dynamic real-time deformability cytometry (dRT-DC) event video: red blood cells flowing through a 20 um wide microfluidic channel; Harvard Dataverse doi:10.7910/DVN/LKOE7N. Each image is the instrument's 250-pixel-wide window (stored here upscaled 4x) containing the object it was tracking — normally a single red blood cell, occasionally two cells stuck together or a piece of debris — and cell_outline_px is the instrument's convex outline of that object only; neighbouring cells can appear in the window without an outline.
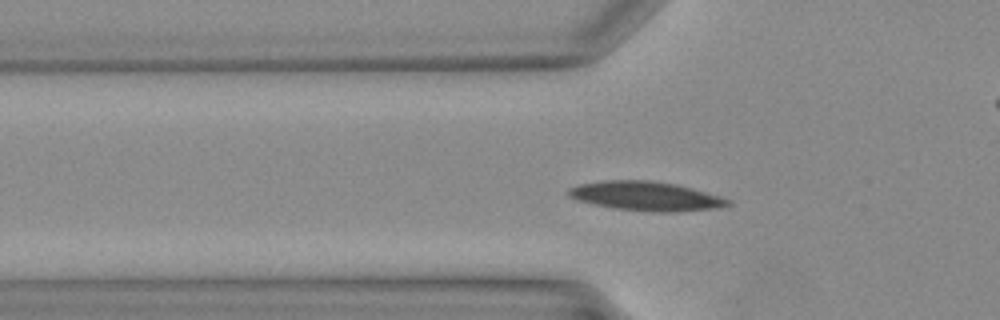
{"species": "Egyptian fruit bat (a non-hibernating species)", "species_latin": "Rousettus aegyptiacus", "temperature_condition": "warm", "stored_images_in_passage": 32, "camera_frame_rate_fps": 3000, "um_per_image_px": 0.085, "animal": {"sex": "female"}, "frame": {"image": 1, "passage_image": 5, "time_ms": 1.333, "image_size_px": [1000, 320], "cell_outline_px": [[732, 204], [720, 208], [680, 212], [652, 212], [612, 208], [576, 200], [568, 196], [568, 188], [580, 184], [608, 180], [648, 180], [676, 184], [692, 188], [732, 200]], "centroid_in_image_um": [54.93, 16.68], "position_along_channel_um": 70.9, "area_um2": 27.28}}
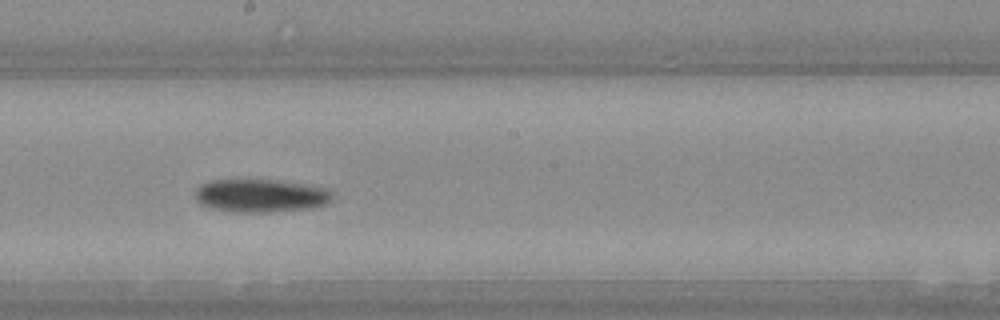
{"frame": {"image": 2, "passage_image": 14, "time_ms": 4.333, "image_size_px": [1000, 320], "cell_outline_px": [[336, 196], [332, 200], [324, 204], [308, 208], [264, 212], [236, 212], [216, 208], [200, 204], [196, 200], [196, 188], [200, 184], [212, 180], [272, 180], [328, 188]], "centroid_in_image_um": [22.16, 16.62], "position_along_channel_um": 226.0, "area_um2": 26.13}}
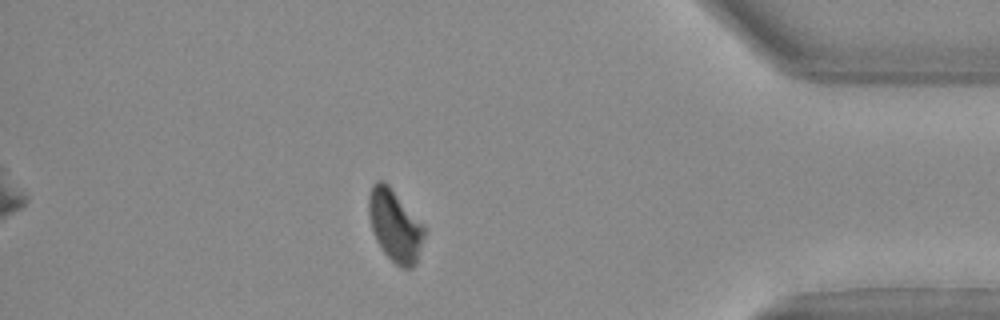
{"frame": {"image": 3, "passage_image": 26, "time_ms": 8.333, "image_size_px": [1000, 320], "cell_outline_px": [[424, 236], [416, 264], [412, 268], [400, 268], [384, 252], [376, 240], [372, 232], [368, 216], [368, 196], [372, 184], [376, 180], [384, 180], [388, 184], [424, 228]], "centroid_in_image_um": [33.52, 19.18], "position_along_channel_um": 401.7, "area_um2": 22.95}}